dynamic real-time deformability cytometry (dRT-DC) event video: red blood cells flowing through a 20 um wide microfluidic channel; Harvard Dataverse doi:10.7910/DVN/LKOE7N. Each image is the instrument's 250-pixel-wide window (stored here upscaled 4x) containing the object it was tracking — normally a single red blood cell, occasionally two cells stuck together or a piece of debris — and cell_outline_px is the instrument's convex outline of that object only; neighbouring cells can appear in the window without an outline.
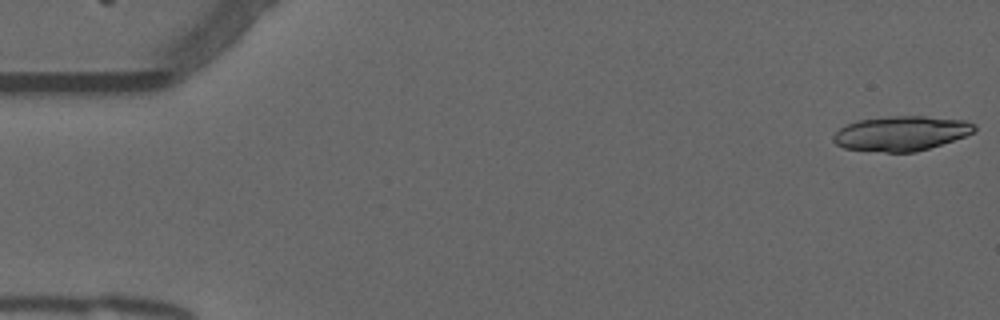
{"species": "common noctule bat (a hibernating species)", "species_latin": "Nyctalus noctula", "temperature_condition": "warm", "stored_images_in_passage": 24, "camera_frame_rate_fps": 3000, "um_per_image_px": 0.085, "animal": {"sex": "male", "forearm_length_mm": 52.5}, "frame": {"image": 1, "passage_image": 1, "time_ms": 0.0, "image_size_px": [1000, 320], "cell_outline_px": [[976, 128], [972, 132], [964, 136], [916, 152], [884, 152], [844, 148], [836, 144], [832, 140], [832, 136], [840, 128], [848, 124], [860, 120], [892, 116], [924, 116], [964, 120], [976, 124]], "centroid_in_image_um": [76.58, 11.34], "position_along_channel_um": 8.4, "area_um2": 28.21}}